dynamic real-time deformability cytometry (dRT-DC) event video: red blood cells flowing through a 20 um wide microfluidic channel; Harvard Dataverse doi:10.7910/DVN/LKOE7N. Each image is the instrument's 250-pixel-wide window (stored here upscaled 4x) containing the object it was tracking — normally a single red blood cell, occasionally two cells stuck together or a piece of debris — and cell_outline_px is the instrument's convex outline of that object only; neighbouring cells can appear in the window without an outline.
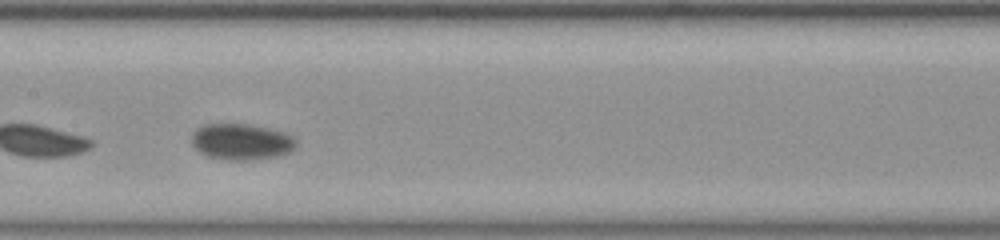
{"species": "common noctule bat (a hibernating species)", "species_latin": "Nyctalus noctula", "temperature_condition": "room temperature", "stored_images_in_passage": 42, "camera_frame_rate_fps": 3000, "um_per_image_px": 0.085, "animal": {"sex": "female", "body_mass_g": 23.0, "forearm_length_mm": 53.4}, "frame": {"image": 1, "passage_image": 13, "time_ms": 4.0, "image_size_px": [1000, 240], "cell_outline_px": [[296, 140], [292, 148], [288, 152], [280, 156], [252, 160], [228, 160], [208, 156], [200, 152], [192, 144], [192, 132], [200, 124], [248, 124], [284, 132], [292, 136]], "centroid_in_image_um": [20.47, 12.04], "position_along_channel_um": 186.9, "area_um2": 21.96}, "authors_computed_cell_mechanics": {"area_um2": 21.4727, "velocity_mm_per_s": 3.7, "shape_relaxation_time_tau1_ms": 1.1393, "shape_relaxation_time_tau2_ms": 6.8328, "deformation_change_tau1": 0.0349, "deformation_change_tau2": 0.0582}}